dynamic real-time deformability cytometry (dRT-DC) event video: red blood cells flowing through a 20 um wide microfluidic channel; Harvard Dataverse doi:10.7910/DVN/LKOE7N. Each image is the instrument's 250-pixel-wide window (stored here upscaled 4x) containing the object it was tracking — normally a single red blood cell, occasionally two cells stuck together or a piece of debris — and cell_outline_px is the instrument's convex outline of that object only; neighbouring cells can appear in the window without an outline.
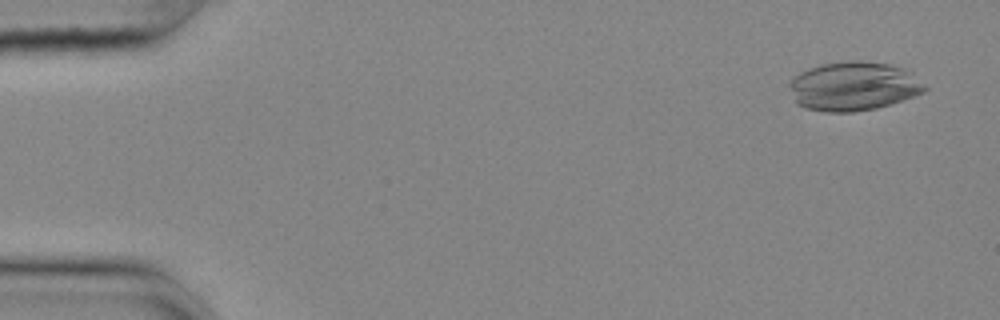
{"species": "common noctule bat (a hibernating species)", "species_latin": "Nyctalus noctula", "temperature_condition": "cold", "stored_images_in_passage": 55, "camera_frame_rate_fps": 3000, "um_per_image_px": 0.085, "animal": {"sex": "female", "body_mass_g": 25.1}, "frame": {"image": 1, "passage_image": 3, "time_ms": 0.667, "image_size_px": [1000, 320], "cell_outline_px": [[928, 88], [924, 92], [876, 108], [852, 112], [824, 112], [804, 108], [796, 104], [788, 84], [792, 76], [808, 68], [820, 64], [848, 60], [860, 60], [888, 64], [904, 68], [912, 72]], "centroid_in_image_um": [72.5, 7.32], "position_along_channel_um": 12.5, "area_um2": 38.9}}
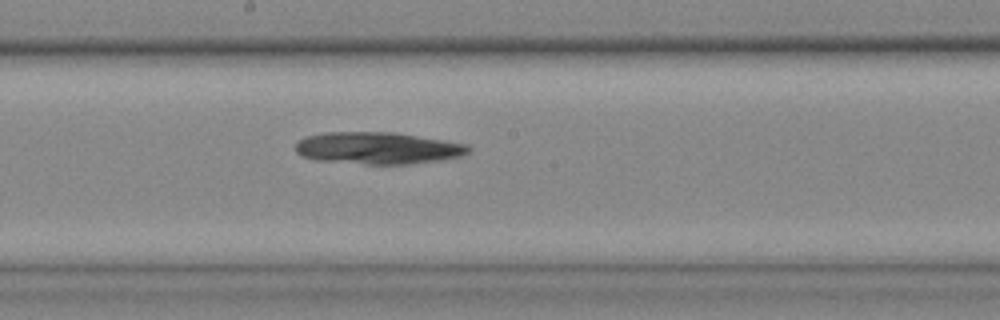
{"frame": {"image": 2, "passage_image": 30, "time_ms": 9.667, "image_size_px": [1000, 320], "cell_outline_px": [[472, 148], [464, 156], [444, 160], [412, 164], [364, 164], [316, 160], [300, 156], [296, 152], [296, 144], [304, 136], [324, 132], [392, 132], [444, 140], [468, 144]], "centroid_in_image_um": [32.14, 12.59], "position_along_channel_um": 216.1, "area_um2": 32.6}}
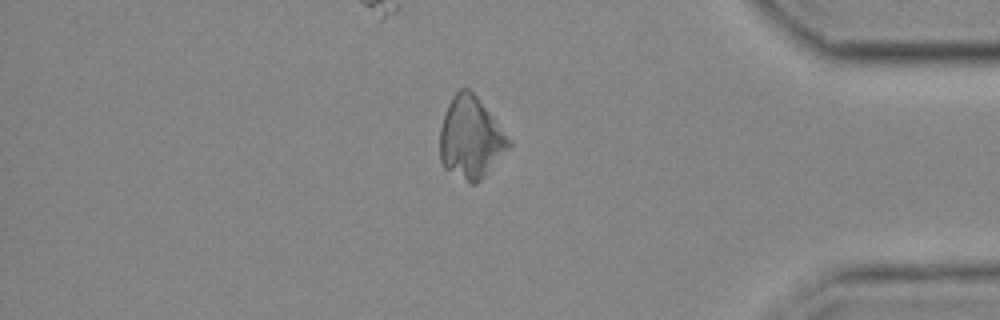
{"frame": {"image": 3, "passage_image": 47, "time_ms": 15.333, "image_size_px": [1000, 320], "cell_outline_px": [[512, 144], [484, 176], [476, 184], [472, 184], [444, 168], [440, 160], [440, 128], [448, 104], [452, 96], [460, 88], [468, 88], [476, 96], [512, 140]], "centroid_in_image_um": [40.0, 11.71], "position_along_channel_um": 395.2, "area_um2": 32.43}}